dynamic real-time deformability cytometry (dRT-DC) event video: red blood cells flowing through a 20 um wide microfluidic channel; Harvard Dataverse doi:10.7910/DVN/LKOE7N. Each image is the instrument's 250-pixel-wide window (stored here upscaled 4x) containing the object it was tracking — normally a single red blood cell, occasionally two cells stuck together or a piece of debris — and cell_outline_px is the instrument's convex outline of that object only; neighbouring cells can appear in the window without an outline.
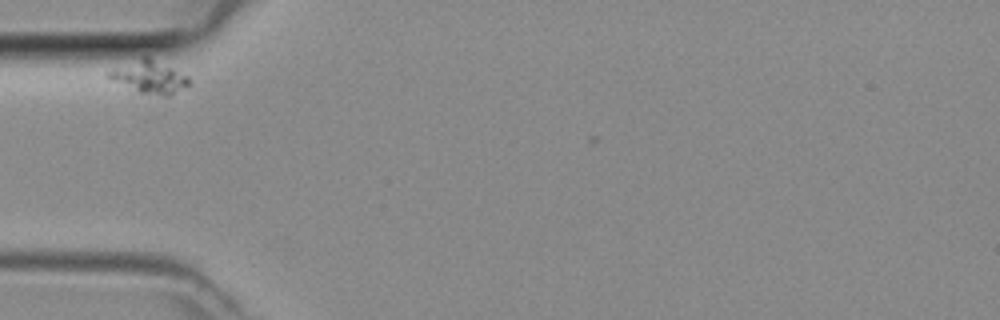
{"species": "common noctule bat (a hibernating species)", "species_latin": "Nyctalus noctula", "temperature_condition": "room temperature", "stored_images_in_passage": 2, "camera_frame_rate_fps": 3000, "um_per_image_px": 0.085, "animal": {"sex": "female", "body_mass_g": 29.2, "forearm_length_mm": 56.3}, "frame": {"image": 1, "passage_image": 1, "time_ms": 0.0, "image_size_px": [1000, 320], "cell_outline_px": [[188, 84], [168, 96], [140, 92], [108, 80], [104, 76], [108, 72], [144, 56], [148, 56], [188, 76]], "centroid_in_image_um": [12.64, 6.54], "position_along_channel_um": 72.4, "area_um2": 14.68}}